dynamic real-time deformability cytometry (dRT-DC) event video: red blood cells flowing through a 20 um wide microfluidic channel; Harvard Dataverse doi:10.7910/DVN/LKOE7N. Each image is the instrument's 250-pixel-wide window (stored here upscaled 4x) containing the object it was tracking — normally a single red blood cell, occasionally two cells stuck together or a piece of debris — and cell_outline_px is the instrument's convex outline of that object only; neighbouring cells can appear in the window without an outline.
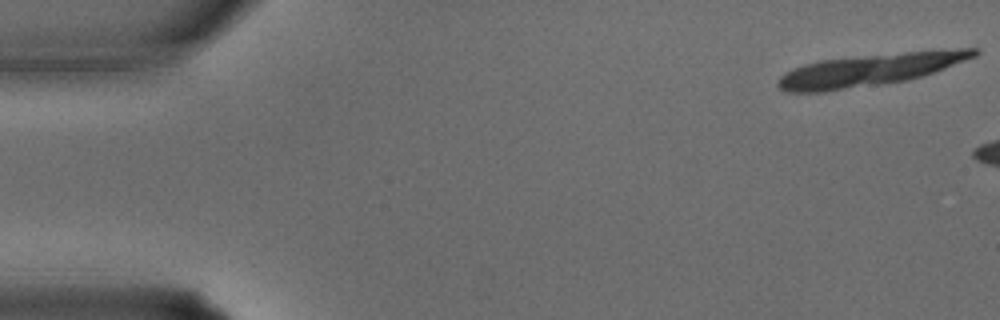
{"species": "common noctule bat (a hibernating species)", "species_latin": "Nyctalus noctula", "temperature_condition": "warm", "stored_images_in_passage": 6, "camera_frame_rate_fps": 3000, "um_per_image_px": 0.085, "animal": {"sex": "male", "body_mass_g": 15.6}, "frame": {"image": 1, "passage_image": 1, "time_ms": 0.0, "image_size_px": [1000, 320], "cell_outline_px": [[980, 52], [976, 56], [924, 76], [908, 80], [884, 84], [824, 92], [784, 92], [776, 84], [776, 80], [780, 76], [792, 68], [804, 64], [820, 60], [904, 52], [960, 48], [980, 48]], "centroid_in_image_um": [73.92, 5.94], "position_along_channel_um": 11.1, "area_um2": 36.88}}